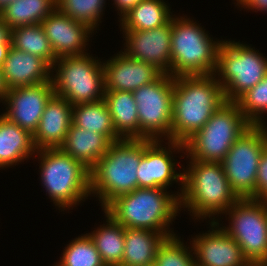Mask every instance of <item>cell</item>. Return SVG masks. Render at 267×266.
Wrapping results in <instances>:
<instances>
[{"mask_svg":"<svg viewBox=\"0 0 267 266\" xmlns=\"http://www.w3.org/2000/svg\"><path fill=\"white\" fill-rule=\"evenodd\" d=\"M35 152L33 135L0 115V168L29 159Z\"/></svg>","mask_w":267,"mask_h":266,"instance_id":"23","label":"cell"},{"mask_svg":"<svg viewBox=\"0 0 267 266\" xmlns=\"http://www.w3.org/2000/svg\"><path fill=\"white\" fill-rule=\"evenodd\" d=\"M221 42L189 18L171 17V76L214 74Z\"/></svg>","mask_w":267,"mask_h":266,"instance_id":"5","label":"cell"},{"mask_svg":"<svg viewBox=\"0 0 267 266\" xmlns=\"http://www.w3.org/2000/svg\"><path fill=\"white\" fill-rule=\"evenodd\" d=\"M123 32L126 41L123 53L126 56L171 75V20L154 29Z\"/></svg>","mask_w":267,"mask_h":266,"instance_id":"15","label":"cell"},{"mask_svg":"<svg viewBox=\"0 0 267 266\" xmlns=\"http://www.w3.org/2000/svg\"><path fill=\"white\" fill-rule=\"evenodd\" d=\"M267 188V147L261 154L256 176V198Z\"/></svg>","mask_w":267,"mask_h":266,"instance_id":"35","label":"cell"},{"mask_svg":"<svg viewBox=\"0 0 267 266\" xmlns=\"http://www.w3.org/2000/svg\"><path fill=\"white\" fill-rule=\"evenodd\" d=\"M41 182L58 208L70 209L90 195V170L61 148L36 150ZM68 207V208H67Z\"/></svg>","mask_w":267,"mask_h":266,"instance_id":"6","label":"cell"},{"mask_svg":"<svg viewBox=\"0 0 267 266\" xmlns=\"http://www.w3.org/2000/svg\"><path fill=\"white\" fill-rule=\"evenodd\" d=\"M40 24L57 58L87 54L84 48L93 30L86 24L70 18L57 8Z\"/></svg>","mask_w":267,"mask_h":266,"instance_id":"17","label":"cell"},{"mask_svg":"<svg viewBox=\"0 0 267 266\" xmlns=\"http://www.w3.org/2000/svg\"><path fill=\"white\" fill-rule=\"evenodd\" d=\"M225 213L232 222L222 228L239 244L250 265H267L265 204L255 198L239 199Z\"/></svg>","mask_w":267,"mask_h":266,"instance_id":"11","label":"cell"},{"mask_svg":"<svg viewBox=\"0 0 267 266\" xmlns=\"http://www.w3.org/2000/svg\"><path fill=\"white\" fill-rule=\"evenodd\" d=\"M56 8V0H15L0 10V18L13 30L40 24Z\"/></svg>","mask_w":267,"mask_h":266,"instance_id":"25","label":"cell"},{"mask_svg":"<svg viewBox=\"0 0 267 266\" xmlns=\"http://www.w3.org/2000/svg\"><path fill=\"white\" fill-rule=\"evenodd\" d=\"M173 91L174 77L162 74L132 92L138 108L139 139L153 141L165 136L171 140Z\"/></svg>","mask_w":267,"mask_h":266,"instance_id":"12","label":"cell"},{"mask_svg":"<svg viewBox=\"0 0 267 266\" xmlns=\"http://www.w3.org/2000/svg\"><path fill=\"white\" fill-rule=\"evenodd\" d=\"M160 142L161 140L143 139V156L136 172L138 187L166 189L173 181H181L182 187L179 192V198H181L184 173L176 172V161L171 154L173 149H175L173 152L177 149V152H183L184 143L168 140L169 147L166 149V147L160 146Z\"/></svg>","mask_w":267,"mask_h":266,"instance_id":"13","label":"cell"},{"mask_svg":"<svg viewBox=\"0 0 267 266\" xmlns=\"http://www.w3.org/2000/svg\"><path fill=\"white\" fill-rule=\"evenodd\" d=\"M224 102L223 89L214 74L175 77L171 140L184 143Z\"/></svg>","mask_w":267,"mask_h":266,"instance_id":"1","label":"cell"},{"mask_svg":"<svg viewBox=\"0 0 267 266\" xmlns=\"http://www.w3.org/2000/svg\"><path fill=\"white\" fill-rule=\"evenodd\" d=\"M57 63V64H56ZM57 67V69H56ZM54 94L71 105L92 103L104 99V66L87 54L58 57L51 66Z\"/></svg>","mask_w":267,"mask_h":266,"instance_id":"8","label":"cell"},{"mask_svg":"<svg viewBox=\"0 0 267 266\" xmlns=\"http://www.w3.org/2000/svg\"><path fill=\"white\" fill-rule=\"evenodd\" d=\"M7 92H8V88L6 87V84L3 78L2 69L0 68V100L1 101L5 100Z\"/></svg>","mask_w":267,"mask_h":266,"instance_id":"38","label":"cell"},{"mask_svg":"<svg viewBox=\"0 0 267 266\" xmlns=\"http://www.w3.org/2000/svg\"><path fill=\"white\" fill-rule=\"evenodd\" d=\"M72 107L65 98L55 94L50 98L33 135L36 150L60 148L64 144L72 124Z\"/></svg>","mask_w":267,"mask_h":266,"instance_id":"19","label":"cell"},{"mask_svg":"<svg viewBox=\"0 0 267 266\" xmlns=\"http://www.w3.org/2000/svg\"><path fill=\"white\" fill-rule=\"evenodd\" d=\"M11 46V29L0 18V68L3 66Z\"/></svg>","mask_w":267,"mask_h":266,"instance_id":"34","label":"cell"},{"mask_svg":"<svg viewBox=\"0 0 267 266\" xmlns=\"http://www.w3.org/2000/svg\"><path fill=\"white\" fill-rule=\"evenodd\" d=\"M141 0H114V4L119 12L120 19L125 14H127L135 5H137Z\"/></svg>","mask_w":267,"mask_h":266,"instance_id":"37","label":"cell"},{"mask_svg":"<svg viewBox=\"0 0 267 266\" xmlns=\"http://www.w3.org/2000/svg\"><path fill=\"white\" fill-rule=\"evenodd\" d=\"M190 160L183 175L180 209L184 206L196 219L225 213L239 198L231 189L222 164Z\"/></svg>","mask_w":267,"mask_h":266,"instance_id":"3","label":"cell"},{"mask_svg":"<svg viewBox=\"0 0 267 266\" xmlns=\"http://www.w3.org/2000/svg\"><path fill=\"white\" fill-rule=\"evenodd\" d=\"M237 5H241L244 9L248 8L255 11H267V0H236Z\"/></svg>","mask_w":267,"mask_h":266,"instance_id":"36","label":"cell"},{"mask_svg":"<svg viewBox=\"0 0 267 266\" xmlns=\"http://www.w3.org/2000/svg\"><path fill=\"white\" fill-rule=\"evenodd\" d=\"M163 0H141L121 18L123 31H144L167 24L173 15Z\"/></svg>","mask_w":267,"mask_h":266,"instance_id":"26","label":"cell"},{"mask_svg":"<svg viewBox=\"0 0 267 266\" xmlns=\"http://www.w3.org/2000/svg\"><path fill=\"white\" fill-rule=\"evenodd\" d=\"M53 95L51 81L10 89L4 100L8 110L3 115L34 135L46 104Z\"/></svg>","mask_w":267,"mask_h":266,"instance_id":"14","label":"cell"},{"mask_svg":"<svg viewBox=\"0 0 267 266\" xmlns=\"http://www.w3.org/2000/svg\"><path fill=\"white\" fill-rule=\"evenodd\" d=\"M168 193L164 188L138 187L117 196L103 210L124 228L147 229L173 236L175 233L169 226L180 210V198L178 192L176 195Z\"/></svg>","mask_w":267,"mask_h":266,"instance_id":"2","label":"cell"},{"mask_svg":"<svg viewBox=\"0 0 267 266\" xmlns=\"http://www.w3.org/2000/svg\"><path fill=\"white\" fill-rule=\"evenodd\" d=\"M186 247L176 234L166 237L157 250L156 266H196L193 247Z\"/></svg>","mask_w":267,"mask_h":266,"instance_id":"33","label":"cell"},{"mask_svg":"<svg viewBox=\"0 0 267 266\" xmlns=\"http://www.w3.org/2000/svg\"><path fill=\"white\" fill-rule=\"evenodd\" d=\"M57 266H106L89 234L72 240Z\"/></svg>","mask_w":267,"mask_h":266,"instance_id":"30","label":"cell"},{"mask_svg":"<svg viewBox=\"0 0 267 266\" xmlns=\"http://www.w3.org/2000/svg\"><path fill=\"white\" fill-rule=\"evenodd\" d=\"M72 123L87 131L106 135L112 142L122 140L114 129L112 117L104 99L73 105Z\"/></svg>","mask_w":267,"mask_h":266,"instance_id":"27","label":"cell"},{"mask_svg":"<svg viewBox=\"0 0 267 266\" xmlns=\"http://www.w3.org/2000/svg\"><path fill=\"white\" fill-rule=\"evenodd\" d=\"M266 74L267 58L259 51L240 42H221L214 75H218L217 81L223 89L225 101L236 102Z\"/></svg>","mask_w":267,"mask_h":266,"instance_id":"9","label":"cell"},{"mask_svg":"<svg viewBox=\"0 0 267 266\" xmlns=\"http://www.w3.org/2000/svg\"><path fill=\"white\" fill-rule=\"evenodd\" d=\"M143 156V139L113 142L90 170V194L98 196L102 209L117 196L138 188L137 169Z\"/></svg>","mask_w":267,"mask_h":266,"instance_id":"4","label":"cell"},{"mask_svg":"<svg viewBox=\"0 0 267 266\" xmlns=\"http://www.w3.org/2000/svg\"><path fill=\"white\" fill-rule=\"evenodd\" d=\"M56 4L60 12L94 31L101 22L105 0H56Z\"/></svg>","mask_w":267,"mask_h":266,"instance_id":"31","label":"cell"},{"mask_svg":"<svg viewBox=\"0 0 267 266\" xmlns=\"http://www.w3.org/2000/svg\"><path fill=\"white\" fill-rule=\"evenodd\" d=\"M168 237L147 229L125 228L124 252L120 266H147L155 263L159 245Z\"/></svg>","mask_w":267,"mask_h":266,"instance_id":"22","label":"cell"},{"mask_svg":"<svg viewBox=\"0 0 267 266\" xmlns=\"http://www.w3.org/2000/svg\"><path fill=\"white\" fill-rule=\"evenodd\" d=\"M236 103L251 125H264L263 113L267 111V74L264 79L244 93Z\"/></svg>","mask_w":267,"mask_h":266,"instance_id":"32","label":"cell"},{"mask_svg":"<svg viewBox=\"0 0 267 266\" xmlns=\"http://www.w3.org/2000/svg\"><path fill=\"white\" fill-rule=\"evenodd\" d=\"M104 100L116 133L122 139H139L138 108L132 92L105 91Z\"/></svg>","mask_w":267,"mask_h":266,"instance_id":"24","label":"cell"},{"mask_svg":"<svg viewBox=\"0 0 267 266\" xmlns=\"http://www.w3.org/2000/svg\"><path fill=\"white\" fill-rule=\"evenodd\" d=\"M11 43L16 49L44 59L50 66L57 59L41 24L11 30Z\"/></svg>","mask_w":267,"mask_h":266,"instance_id":"29","label":"cell"},{"mask_svg":"<svg viewBox=\"0 0 267 266\" xmlns=\"http://www.w3.org/2000/svg\"><path fill=\"white\" fill-rule=\"evenodd\" d=\"M267 147V126L251 125L235 141L221 164L231 189L239 199H256V176Z\"/></svg>","mask_w":267,"mask_h":266,"instance_id":"10","label":"cell"},{"mask_svg":"<svg viewBox=\"0 0 267 266\" xmlns=\"http://www.w3.org/2000/svg\"><path fill=\"white\" fill-rule=\"evenodd\" d=\"M212 219V230L196 235L190 241L196 255V266H250L239 244L219 227L215 217Z\"/></svg>","mask_w":267,"mask_h":266,"instance_id":"16","label":"cell"},{"mask_svg":"<svg viewBox=\"0 0 267 266\" xmlns=\"http://www.w3.org/2000/svg\"><path fill=\"white\" fill-rule=\"evenodd\" d=\"M1 69L8 90L51 81V66L44 59L13 46Z\"/></svg>","mask_w":267,"mask_h":266,"instance_id":"20","label":"cell"},{"mask_svg":"<svg viewBox=\"0 0 267 266\" xmlns=\"http://www.w3.org/2000/svg\"><path fill=\"white\" fill-rule=\"evenodd\" d=\"M103 66L105 91L133 92L163 74L153 65L130 58L123 52L103 62Z\"/></svg>","mask_w":267,"mask_h":266,"instance_id":"18","label":"cell"},{"mask_svg":"<svg viewBox=\"0 0 267 266\" xmlns=\"http://www.w3.org/2000/svg\"><path fill=\"white\" fill-rule=\"evenodd\" d=\"M113 142L103 134L75 126L68 129L64 144L60 147L66 154L91 170L109 149Z\"/></svg>","mask_w":267,"mask_h":266,"instance_id":"21","label":"cell"},{"mask_svg":"<svg viewBox=\"0 0 267 266\" xmlns=\"http://www.w3.org/2000/svg\"><path fill=\"white\" fill-rule=\"evenodd\" d=\"M250 266H267V265H250Z\"/></svg>","mask_w":267,"mask_h":266,"instance_id":"41","label":"cell"},{"mask_svg":"<svg viewBox=\"0 0 267 266\" xmlns=\"http://www.w3.org/2000/svg\"><path fill=\"white\" fill-rule=\"evenodd\" d=\"M256 199L267 205V188Z\"/></svg>","mask_w":267,"mask_h":266,"instance_id":"39","label":"cell"},{"mask_svg":"<svg viewBox=\"0 0 267 266\" xmlns=\"http://www.w3.org/2000/svg\"><path fill=\"white\" fill-rule=\"evenodd\" d=\"M105 215L107 224L89 233V236L106 266H120L124 252L125 228L108 214Z\"/></svg>","mask_w":267,"mask_h":266,"instance_id":"28","label":"cell"},{"mask_svg":"<svg viewBox=\"0 0 267 266\" xmlns=\"http://www.w3.org/2000/svg\"><path fill=\"white\" fill-rule=\"evenodd\" d=\"M250 126L236 102H224L204 126L184 142L187 158L221 163Z\"/></svg>","mask_w":267,"mask_h":266,"instance_id":"7","label":"cell"},{"mask_svg":"<svg viewBox=\"0 0 267 266\" xmlns=\"http://www.w3.org/2000/svg\"><path fill=\"white\" fill-rule=\"evenodd\" d=\"M13 1L15 0H0V10Z\"/></svg>","mask_w":267,"mask_h":266,"instance_id":"40","label":"cell"}]
</instances>
